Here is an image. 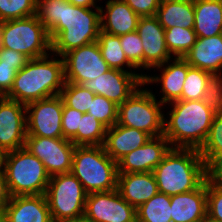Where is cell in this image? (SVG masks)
Listing matches in <instances>:
<instances>
[{
	"label": "cell",
	"instance_id": "obj_1",
	"mask_svg": "<svg viewBox=\"0 0 222 222\" xmlns=\"http://www.w3.org/2000/svg\"><path fill=\"white\" fill-rule=\"evenodd\" d=\"M153 173L158 192L169 196L197 189L208 178L205 162L193 148H170Z\"/></svg>",
	"mask_w": 222,
	"mask_h": 222
},
{
	"label": "cell",
	"instance_id": "obj_2",
	"mask_svg": "<svg viewBox=\"0 0 222 222\" xmlns=\"http://www.w3.org/2000/svg\"><path fill=\"white\" fill-rule=\"evenodd\" d=\"M47 58L45 55L29 59L17 72L13 86L5 97L28 105L37 100L60 95L65 84L63 59L50 61Z\"/></svg>",
	"mask_w": 222,
	"mask_h": 222
},
{
	"label": "cell",
	"instance_id": "obj_3",
	"mask_svg": "<svg viewBox=\"0 0 222 222\" xmlns=\"http://www.w3.org/2000/svg\"><path fill=\"white\" fill-rule=\"evenodd\" d=\"M173 103L169 122H163V135L170 144L178 141L180 144L176 148L199 150L208 136L215 113L201 100Z\"/></svg>",
	"mask_w": 222,
	"mask_h": 222
},
{
	"label": "cell",
	"instance_id": "obj_4",
	"mask_svg": "<svg viewBox=\"0 0 222 222\" xmlns=\"http://www.w3.org/2000/svg\"><path fill=\"white\" fill-rule=\"evenodd\" d=\"M99 13L63 0L62 22L49 33L51 50L63 56L71 50L97 41L101 30Z\"/></svg>",
	"mask_w": 222,
	"mask_h": 222
},
{
	"label": "cell",
	"instance_id": "obj_5",
	"mask_svg": "<svg viewBox=\"0 0 222 222\" xmlns=\"http://www.w3.org/2000/svg\"><path fill=\"white\" fill-rule=\"evenodd\" d=\"M71 173L87 194L117 189V162L107 155L103 145L76 146Z\"/></svg>",
	"mask_w": 222,
	"mask_h": 222
},
{
	"label": "cell",
	"instance_id": "obj_6",
	"mask_svg": "<svg viewBox=\"0 0 222 222\" xmlns=\"http://www.w3.org/2000/svg\"><path fill=\"white\" fill-rule=\"evenodd\" d=\"M4 173L11 196L46 194L50 176L43 162L25 147L7 153Z\"/></svg>",
	"mask_w": 222,
	"mask_h": 222
},
{
	"label": "cell",
	"instance_id": "obj_7",
	"mask_svg": "<svg viewBox=\"0 0 222 222\" xmlns=\"http://www.w3.org/2000/svg\"><path fill=\"white\" fill-rule=\"evenodd\" d=\"M45 195L53 222L83 219L87 193L71 172L51 176Z\"/></svg>",
	"mask_w": 222,
	"mask_h": 222
},
{
	"label": "cell",
	"instance_id": "obj_8",
	"mask_svg": "<svg viewBox=\"0 0 222 222\" xmlns=\"http://www.w3.org/2000/svg\"><path fill=\"white\" fill-rule=\"evenodd\" d=\"M2 46L24 54L29 59L47 55L51 39L36 15L2 22Z\"/></svg>",
	"mask_w": 222,
	"mask_h": 222
},
{
	"label": "cell",
	"instance_id": "obj_9",
	"mask_svg": "<svg viewBox=\"0 0 222 222\" xmlns=\"http://www.w3.org/2000/svg\"><path fill=\"white\" fill-rule=\"evenodd\" d=\"M151 92L136 90L118 105L117 124L142 130L151 137L163 135L164 116Z\"/></svg>",
	"mask_w": 222,
	"mask_h": 222
},
{
	"label": "cell",
	"instance_id": "obj_10",
	"mask_svg": "<svg viewBox=\"0 0 222 222\" xmlns=\"http://www.w3.org/2000/svg\"><path fill=\"white\" fill-rule=\"evenodd\" d=\"M24 147L43 162L50 177L71 172L76 146L70 140L26 136Z\"/></svg>",
	"mask_w": 222,
	"mask_h": 222
},
{
	"label": "cell",
	"instance_id": "obj_11",
	"mask_svg": "<svg viewBox=\"0 0 222 222\" xmlns=\"http://www.w3.org/2000/svg\"><path fill=\"white\" fill-rule=\"evenodd\" d=\"M83 219L88 222H137V212L115 189L87 194Z\"/></svg>",
	"mask_w": 222,
	"mask_h": 222
},
{
	"label": "cell",
	"instance_id": "obj_12",
	"mask_svg": "<svg viewBox=\"0 0 222 222\" xmlns=\"http://www.w3.org/2000/svg\"><path fill=\"white\" fill-rule=\"evenodd\" d=\"M62 58L65 82L83 84L111 69L103 59L97 41L71 50Z\"/></svg>",
	"mask_w": 222,
	"mask_h": 222
},
{
	"label": "cell",
	"instance_id": "obj_13",
	"mask_svg": "<svg viewBox=\"0 0 222 222\" xmlns=\"http://www.w3.org/2000/svg\"><path fill=\"white\" fill-rule=\"evenodd\" d=\"M64 102L60 95L37 100L26 105L27 136L63 138L62 111Z\"/></svg>",
	"mask_w": 222,
	"mask_h": 222
},
{
	"label": "cell",
	"instance_id": "obj_14",
	"mask_svg": "<svg viewBox=\"0 0 222 222\" xmlns=\"http://www.w3.org/2000/svg\"><path fill=\"white\" fill-rule=\"evenodd\" d=\"M82 85L92 93L104 96L116 105H120L136 91V86L144 85V75L110 69L95 80L86 81Z\"/></svg>",
	"mask_w": 222,
	"mask_h": 222
},
{
	"label": "cell",
	"instance_id": "obj_15",
	"mask_svg": "<svg viewBox=\"0 0 222 222\" xmlns=\"http://www.w3.org/2000/svg\"><path fill=\"white\" fill-rule=\"evenodd\" d=\"M22 108L26 112V105L5 96L0 101V146L7 152L25 146L27 120Z\"/></svg>",
	"mask_w": 222,
	"mask_h": 222
},
{
	"label": "cell",
	"instance_id": "obj_16",
	"mask_svg": "<svg viewBox=\"0 0 222 222\" xmlns=\"http://www.w3.org/2000/svg\"><path fill=\"white\" fill-rule=\"evenodd\" d=\"M137 32L143 44V67H161L170 60L165 41V29L156 16L140 17Z\"/></svg>",
	"mask_w": 222,
	"mask_h": 222
},
{
	"label": "cell",
	"instance_id": "obj_17",
	"mask_svg": "<svg viewBox=\"0 0 222 222\" xmlns=\"http://www.w3.org/2000/svg\"><path fill=\"white\" fill-rule=\"evenodd\" d=\"M168 143L164 135L152 137L143 146L126 154L117 162L118 174L153 172L170 150L171 147H167Z\"/></svg>",
	"mask_w": 222,
	"mask_h": 222
},
{
	"label": "cell",
	"instance_id": "obj_18",
	"mask_svg": "<svg viewBox=\"0 0 222 222\" xmlns=\"http://www.w3.org/2000/svg\"><path fill=\"white\" fill-rule=\"evenodd\" d=\"M1 215L7 222H53L46 195L11 196Z\"/></svg>",
	"mask_w": 222,
	"mask_h": 222
},
{
	"label": "cell",
	"instance_id": "obj_19",
	"mask_svg": "<svg viewBox=\"0 0 222 222\" xmlns=\"http://www.w3.org/2000/svg\"><path fill=\"white\" fill-rule=\"evenodd\" d=\"M172 222H204L207 218L206 180L190 192L171 196Z\"/></svg>",
	"mask_w": 222,
	"mask_h": 222
},
{
	"label": "cell",
	"instance_id": "obj_20",
	"mask_svg": "<svg viewBox=\"0 0 222 222\" xmlns=\"http://www.w3.org/2000/svg\"><path fill=\"white\" fill-rule=\"evenodd\" d=\"M117 190L135 209L158 193L153 172L118 174Z\"/></svg>",
	"mask_w": 222,
	"mask_h": 222
},
{
	"label": "cell",
	"instance_id": "obj_21",
	"mask_svg": "<svg viewBox=\"0 0 222 222\" xmlns=\"http://www.w3.org/2000/svg\"><path fill=\"white\" fill-rule=\"evenodd\" d=\"M106 137L103 147L107 155L116 162L126 154L143 146L152 138L142 130L122 126L117 123L106 129Z\"/></svg>",
	"mask_w": 222,
	"mask_h": 222
},
{
	"label": "cell",
	"instance_id": "obj_22",
	"mask_svg": "<svg viewBox=\"0 0 222 222\" xmlns=\"http://www.w3.org/2000/svg\"><path fill=\"white\" fill-rule=\"evenodd\" d=\"M183 59L191 67L216 75V72L222 68V34L197 38L195 44Z\"/></svg>",
	"mask_w": 222,
	"mask_h": 222
},
{
	"label": "cell",
	"instance_id": "obj_23",
	"mask_svg": "<svg viewBox=\"0 0 222 222\" xmlns=\"http://www.w3.org/2000/svg\"><path fill=\"white\" fill-rule=\"evenodd\" d=\"M106 7V15L102 14L101 9V31L115 36L137 31L140 17L124 0H109ZM105 18L107 24L102 23Z\"/></svg>",
	"mask_w": 222,
	"mask_h": 222
},
{
	"label": "cell",
	"instance_id": "obj_24",
	"mask_svg": "<svg viewBox=\"0 0 222 222\" xmlns=\"http://www.w3.org/2000/svg\"><path fill=\"white\" fill-rule=\"evenodd\" d=\"M197 38L222 34V0H194Z\"/></svg>",
	"mask_w": 222,
	"mask_h": 222
},
{
	"label": "cell",
	"instance_id": "obj_25",
	"mask_svg": "<svg viewBox=\"0 0 222 222\" xmlns=\"http://www.w3.org/2000/svg\"><path fill=\"white\" fill-rule=\"evenodd\" d=\"M164 29L194 28V0H161L155 15Z\"/></svg>",
	"mask_w": 222,
	"mask_h": 222
},
{
	"label": "cell",
	"instance_id": "obj_26",
	"mask_svg": "<svg viewBox=\"0 0 222 222\" xmlns=\"http://www.w3.org/2000/svg\"><path fill=\"white\" fill-rule=\"evenodd\" d=\"M190 67L191 66L183 58L176 57L175 62L165 68L161 78L144 76V84L153 81L158 82L159 80L162 81V91L164 93L160 101L162 104L168 101L181 100L183 85Z\"/></svg>",
	"mask_w": 222,
	"mask_h": 222
},
{
	"label": "cell",
	"instance_id": "obj_27",
	"mask_svg": "<svg viewBox=\"0 0 222 222\" xmlns=\"http://www.w3.org/2000/svg\"><path fill=\"white\" fill-rule=\"evenodd\" d=\"M171 196L158 192L143 203L137 212V222H172Z\"/></svg>",
	"mask_w": 222,
	"mask_h": 222
},
{
	"label": "cell",
	"instance_id": "obj_28",
	"mask_svg": "<svg viewBox=\"0 0 222 222\" xmlns=\"http://www.w3.org/2000/svg\"><path fill=\"white\" fill-rule=\"evenodd\" d=\"M106 129L93 115L84 113L80 129L70 141L75 146H101L106 138Z\"/></svg>",
	"mask_w": 222,
	"mask_h": 222
},
{
	"label": "cell",
	"instance_id": "obj_29",
	"mask_svg": "<svg viewBox=\"0 0 222 222\" xmlns=\"http://www.w3.org/2000/svg\"><path fill=\"white\" fill-rule=\"evenodd\" d=\"M199 153L209 170L222 157V112L214 116L208 136Z\"/></svg>",
	"mask_w": 222,
	"mask_h": 222
},
{
	"label": "cell",
	"instance_id": "obj_30",
	"mask_svg": "<svg viewBox=\"0 0 222 222\" xmlns=\"http://www.w3.org/2000/svg\"><path fill=\"white\" fill-rule=\"evenodd\" d=\"M97 43L103 59L111 69L123 70L121 66L125 63L128 67H134L127 60L122 50L119 36L111 35L100 30Z\"/></svg>",
	"mask_w": 222,
	"mask_h": 222
},
{
	"label": "cell",
	"instance_id": "obj_31",
	"mask_svg": "<svg viewBox=\"0 0 222 222\" xmlns=\"http://www.w3.org/2000/svg\"><path fill=\"white\" fill-rule=\"evenodd\" d=\"M197 39L194 29L172 27L165 29V41L169 53H174L177 58H183L193 47Z\"/></svg>",
	"mask_w": 222,
	"mask_h": 222
},
{
	"label": "cell",
	"instance_id": "obj_32",
	"mask_svg": "<svg viewBox=\"0 0 222 222\" xmlns=\"http://www.w3.org/2000/svg\"><path fill=\"white\" fill-rule=\"evenodd\" d=\"M211 76L212 74L208 71L190 67L183 85L181 100H202L208 80Z\"/></svg>",
	"mask_w": 222,
	"mask_h": 222
},
{
	"label": "cell",
	"instance_id": "obj_33",
	"mask_svg": "<svg viewBox=\"0 0 222 222\" xmlns=\"http://www.w3.org/2000/svg\"><path fill=\"white\" fill-rule=\"evenodd\" d=\"M63 88L60 96L68 107L74 108L82 113L89 111L91 101H93L95 97L94 93L82 84H74L71 82H65Z\"/></svg>",
	"mask_w": 222,
	"mask_h": 222
},
{
	"label": "cell",
	"instance_id": "obj_34",
	"mask_svg": "<svg viewBox=\"0 0 222 222\" xmlns=\"http://www.w3.org/2000/svg\"><path fill=\"white\" fill-rule=\"evenodd\" d=\"M37 0H0V22L36 15Z\"/></svg>",
	"mask_w": 222,
	"mask_h": 222
},
{
	"label": "cell",
	"instance_id": "obj_35",
	"mask_svg": "<svg viewBox=\"0 0 222 222\" xmlns=\"http://www.w3.org/2000/svg\"><path fill=\"white\" fill-rule=\"evenodd\" d=\"M63 0H37L36 16L50 33L62 22Z\"/></svg>",
	"mask_w": 222,
	"mask_h": 222
},
{
	"label": "cell",
	"instance_id": "obj_36",
	"mask_svg": "<svg viewBox=\"0 0 222 222\" xmlns=\"http://www.w3.org/2000/svg\"><path fill=\"white\" fill-rule=\"evenodd\" d=\"M102 125L110 128L117 123L118 105L106 97L95 94L89 111Z\"/></svg>",
	"mask_w": 222,
	"mask_h": 222
},
{
	"label": "cell",
	"instance_id": "obj_37",
	"mask_svg": "<svg viewBox=\"0 0 222 222\" xmlns=\"http://www.w3.org/2000/svg\"><path fill=\"white\" fill-rule=\"evenodd\" d=\"M127 60L138 68L143 67V44L137 31L119 36Z\"/></svg>",
	"mask_w": 222,
	"mask_h": 222
},
{
	"label": "cell",
	"instance_id": "obj_38",
	"mask_svg": "<svg viewBox=\"0 0 222 222\" xmlns=\"http://www.w3.org/2000/svg\"><path fill=\"white\" fill-rule=\"evenodd\" d=\"M207 217L222 222V184L206 179Z\"/></svg>",
	"mask_w": 222,
	"mask_h": 222
},
{
	"label": "cell",
	"instance_id": "obj_39",
	"mask_svg": "<svg viewBox=\"0 0 222 222\" xmlns=\"http://www.w3.org/2000/svg\"><path fill=\"white\" fill-rule=\"evenodd\" d=\"M220 77L218 74L211 76L201 100L215 114L222 112V79Z\"/></svg>",
	"mask_w": 222,
	"mask_h": 222
},
{
	"label": "cell",
	"instance_id": "obj_40",
	"mask_svg": "<svg viewBox=\"0 0 222 222\" xmlns=\"http://www.w3.org/2000/svg\"><path fill=\"white\" fill-rule=\"evenodd\" d=\"M83 114L64 103L62 111L63 138L71 140L77 134Z\"/></svg>",
	"mask_w": 222,
	"mask_h": 222
},
{
	"label": "cell",
	"instance_id": "obj_41",
	"mask_svg": "<svg viewBox=\"0 0 222 222\" xmlns=\"http://www.w3.org/2000/svg\"><path fill=\"white\" fill-rule=\"evenodd\" d=\"M139 17L155 16L161 0H124Z\"/></svg>",
	"mask_w": 222,
	"mask_h": 222
},
{
	"label": "cell",
	"instance_id": "obj_42",
	"mask_svg": "<svg viewBox=\"0 0 222 222\" xmlns=\"http://www.w3.org/2000/svg\"><path fill=\"white\" fill-rule=\"evenodd\" d=\"M28 61L29 58L20 52L7 48L0 49V64L13 65V69L19 71Z\"/></svg>",
	"mask_w": 222,
	"mask_h": 222
},
{
	"label": "cell",
	"instance_id": "obj_43",
	"mask_svg": "<svg viewBox=\"0 0 222 222\" xmlns=\"http://www.w3.org/2000/svg\"><path fill=\"white\" fill-rule=\"evenodd\" d=\"M17 72L13 65L0 64V93L3 96L11 90Z\"/></svg>",
	"mask_w": 222,
	"mask_h": 222
},
{
	"label": "cell",
	"instance_id": "obj_44",
	"mask_svg": "<svg viewBox=\"0 0 222 222\" xmlns=\"http://www.w3.org/2000/svg\"><path fill=\"white\" fill-rule=\"evenodd\" d=\"M11 194L8 189V184L4 172H0V213L5 206L10 202Z\"/></svg>",
	"mask_w": 222,
	"mask_h": 222
},
{
	"label": "cell",
	"instance_id": "obj_45",
	"mask_svg": "<svg viewBox=\"0 0 222 222\" xmlns=\"http://www.w3.org/2000/svg\"><path fill=\"white\" fill-rule=\"evenodd\" d=\"M208 177L222 184V157L208 170Z\"/></svg>",
	"mask_w": 222,
	"mask_h": 222
},
{
	"label": "cell",
	"instance_id": "obj_46",
	"mask_svg": "<svg viewBox=\"0 0 222 222\" xmlns=\"http://www.w3.org/2000/svg\"><path fill=\"white\" fill-rule=\"evenodd\" d=\"M68 1L78 7L89 8L90 6H94V0H68Z\"/></svg>",
	"mask_w": 222,
	"mask_h": 222
},
{
	"label": "cell",
	"instance_id": "obj_47",
	"mask_svg": "<svg viewBox=\"0 0 222 222\" xmlns=\"http://www.w3.org/2000/svg\"><path fill=\"white\" fill-rule=\"evenodd\" d=\"M7 153L8 152L0 146V172H4V169H2V167H5Z\"/></svg>",
	"mask_w": 222,
	"mask_h": 222
},
{
	"label": "cell",
	"instance_id": "obj_48",
	"mask_svg": "<svg viewBox=\"0 0 222 222\" xmlns=\"http://www.w3.org/2000/svg\"><path fill=\"white\" fill-rule=\"evenodd\" d=\"M2 38H3V37H2V22H0V49H1L2 41H3Z\"/></svg>",
	"mask_w": 222,
	"mask_h": 222
},
{
	"label": "cell",
	"instance_id": "obj_49",
	"mask_svg": "<svg viewBox=\"0 0 222 222\" xmlns=\"http://www.w3.org/2000/svg\"><path fill=\"white\" fill-rule=\"evenodd\" d=\"M0 222H7V220L0 213Z\"/></svg>",
	"mask_w": 222,
	"mask_h": 222
},
{
	"label": "cell",
	"instance_id": "obj_50",
	"mask_svg": "<svg viewBox=\"0 0 222 222\" xmlns=\"http://www.w3.org/2000/svg\"><path fill=\"white\" fill-rule=\"evenodd\" d=\"M204 222H217V221H214L212 219H209L208 217L204 220Z\"/></svg>",
	"mask_w": 222,
	"mask_h": 222
},
{
	"label": "cell",
	"instance_id": "obj_51",
	"mask_svg": "<svg viewBox=\"0 0 222 222\" xmlns=\"http://www.w3.org/2000/svg\"><path fill=\"white\" fill-rule=\"evenodd\" d=\"M71 222H88V221H86V220H84V219H80V220L71 221Z\"/></svg>",
	"mask_w": 222,
	"mask_h": 222
},
{
	"label": "cell",
	"instance_id": "obj_52",
	"mask_svg": "<svg viewBox=\"0 0 222 222\" xmlns=\"http://www.w3.org/2000/svg\"><path fill=\"white\" fill-rule=\"evenodd\" d=\"M4 96L0 93V101H1V99L3 98Z\"/></svg>",
	"mask_w": 222,
	"mask_h": 222
}]
</instances>
